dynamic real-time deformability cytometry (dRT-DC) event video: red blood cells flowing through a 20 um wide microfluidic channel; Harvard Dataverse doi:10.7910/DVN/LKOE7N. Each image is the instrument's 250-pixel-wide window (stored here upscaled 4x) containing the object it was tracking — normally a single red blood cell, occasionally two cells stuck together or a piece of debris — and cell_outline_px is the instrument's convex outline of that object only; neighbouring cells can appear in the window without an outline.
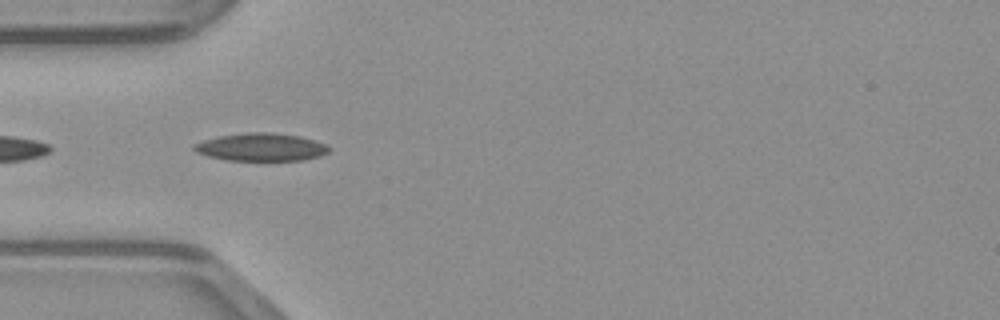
{"species": "common noctule bat (a hibernating species)", "species_latin": "Nyctalus noctula", "temperature_condition": "warm", "stored_images_in_passage": 12, "camera_frame_rate_fps": 3000, "um_per_image_px": 0.085, "animal": {"sex": "male", "body_mass_g": 23.1, "forearm_length_mm": 52.7}, "frame": {"image": 1, "passage_image": 9, "time_ms": 2.667, "image_size_px": [1000, 320], "cell_outline_px": [[332, 148], [328, 152], [320, 156], [304, 160], [228, 160], [208, 156], [196, 152], [192, 148], [192, 144], [204, 140], [220, 136], [248, 132], [268, 132], [300, 136], [316, 140], [328, 144]], "centroid_in_image_um": [22.23, 12.5], "position_along_channel_um": 62.8, "area_um2": 21.96}}